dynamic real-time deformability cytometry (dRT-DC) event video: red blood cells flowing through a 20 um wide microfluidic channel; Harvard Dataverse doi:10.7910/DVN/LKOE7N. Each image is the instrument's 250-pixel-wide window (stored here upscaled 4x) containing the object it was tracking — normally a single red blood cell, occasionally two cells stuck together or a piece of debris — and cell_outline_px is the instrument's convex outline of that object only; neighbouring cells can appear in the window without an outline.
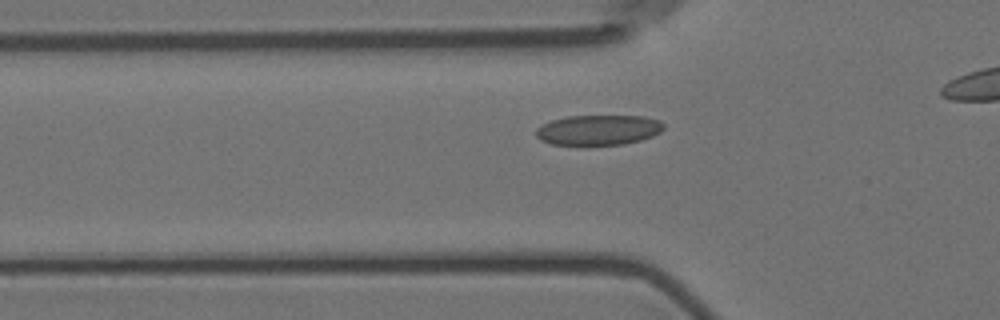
{"species": "Egyptian fruit bat (a non-hibernating species)", "species_latin": "Rousettus aegyptiacus", "temperature_condition": "room temperature", "stored_images_in_passage": 39, "camera_frame_rate_fps": 3000, "um_per_image_px": 0.085, "animal": {"sex": "female"}, "frame": {"image": 1, "passage_image": 11, "time_ms": 3.333, "image_size_px": [1000, 320], "cell_outline_px": [[664, 128], [660, 132], [652, 136], [640, 140], [624, 144], [552, 144], [540, 140], [536, 136], [536, 128], [552, 120], [568, 116], [644, 116], [660, 120], [664, 124]], "centroid_in_image_um": [50.89, 11.03], "position_along_channel_um": 74.9, "area_um2": 22.25}}
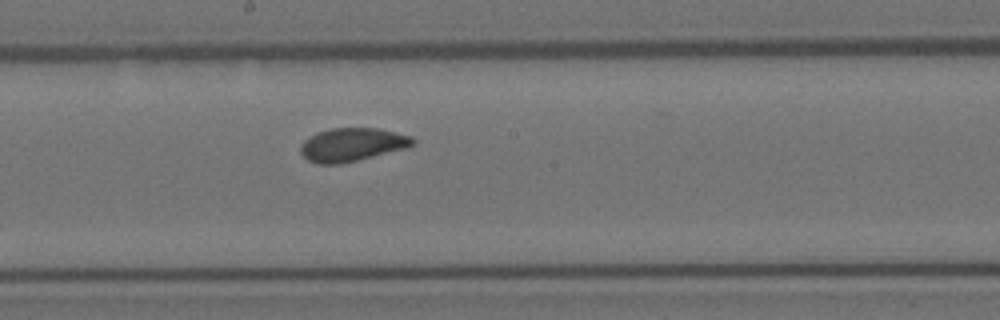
{"frame": {"image": 2, "passage_image": 23, "time_ms": 7.333, "image_size_px": [1000, 320], "cell_outline_px": [[416, 140], [408, 148], [340, 164], [316, 164], [308, 160], [300, 152], [300, 144], [304, 140], [316, 132], [332, 128], [376, 128], [412, 136]], "centroid_in_image_um": [29.91, 12.29], "position_along_channel_um": 218.3, "area_um2": 21.85}}
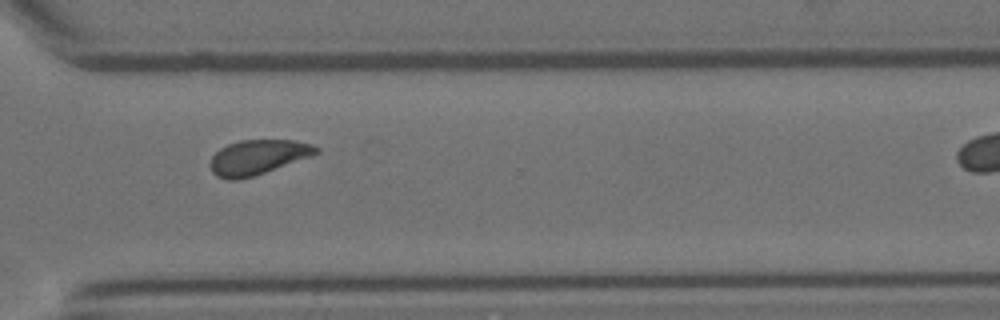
{"frame": {"image": 3, "passage_image": 34, "time_ms": 11.0, "image_size_px": [1000, 320], "cell_outline_px": [[320, 152], [312, 156], [252, 176], [236, 180], [228, 180], [216, 176], [212, 172], [208, 164], [212, 156], [220, 148], [228, 144], [240, 140], [292, 140], [312, 144], [320, 148]], "centroid_in_image_um": [21.9, 13.36], "position_along_channel_um": 348.7, "area_um2": 21.44}}